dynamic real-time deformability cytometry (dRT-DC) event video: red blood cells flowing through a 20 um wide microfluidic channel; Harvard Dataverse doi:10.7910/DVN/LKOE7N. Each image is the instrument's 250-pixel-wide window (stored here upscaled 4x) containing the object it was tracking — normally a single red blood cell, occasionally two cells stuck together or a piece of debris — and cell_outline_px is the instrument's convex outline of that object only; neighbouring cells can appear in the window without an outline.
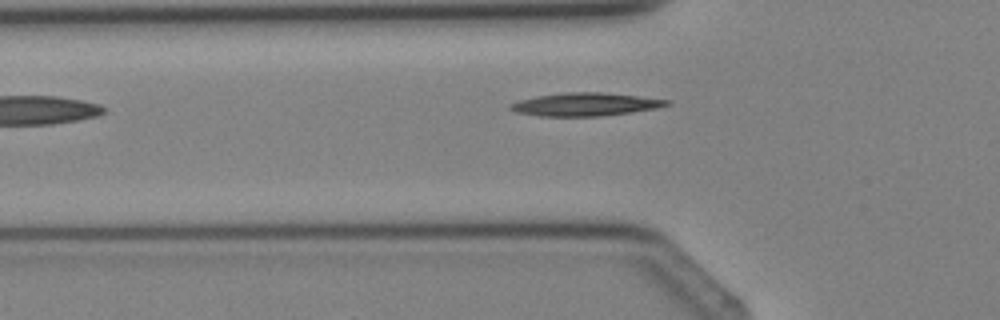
{"species": "Egyptian fruit bat (a non-hibernating species)", "species_latin": "Rousettus aegyptiacus", "temperature_condition": "cold", "stored_images_in_passage": 4, "camera_frame_rate_fps": 3000, "um_per_image_px": 0.085, "animal": {"sex": "female"}, "frame": {"image": 1, "passage_image": 4, "time_ms": 3.333, "image_size_px": [1000, 320], "cell_outline_px": [[672, 104], [656, 108], [632, 112], [600, 116], [540, 116], [516, 112], [508, 108], [508, 104], [520, 100], [536, 96], [564, 92], [600, 92], [672, 100]], "centroid_in_image_um": [49.74, 8.87], "position_along_channel_um": 76.1, "area_um2": 21.04}}